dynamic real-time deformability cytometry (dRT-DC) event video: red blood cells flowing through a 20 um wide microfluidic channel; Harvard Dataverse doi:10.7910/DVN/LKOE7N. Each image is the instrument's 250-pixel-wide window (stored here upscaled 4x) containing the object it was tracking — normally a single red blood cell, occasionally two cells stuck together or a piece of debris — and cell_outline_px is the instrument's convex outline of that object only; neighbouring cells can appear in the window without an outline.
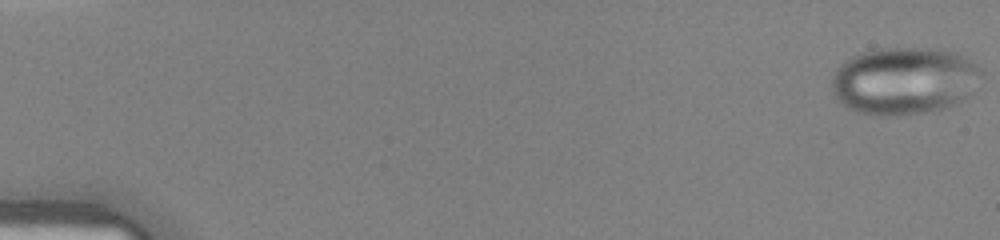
{"species": "human", "species_latin": "Homo sapiens", "temperature_condition": "warm", "stored_images_in_passage": 41, "camera_frame_rate_fps": 3000, "um_per_image_px": 0.085, "donor": {"sex": "female"}, "frame": {"image": 1, "passage_image": 1, "time_ms": 0.0, "image_size_px": [1000, 240], "cell_outline_px": [[980, 72], [968, 96], [948, 108], [932, 112], [900, 116], [876, 116], [856, 112], [848, 108], [832, 92], [832, 76], [836, 68], [844, 60], [860, 52], [872, 48], [932, 48], [956, 52], [976, 64], [980, 68]], "centroid_in_image_um": [76.8, 6.87], "position_along_channel_um": 8.2, "area_um2": 59.25}}
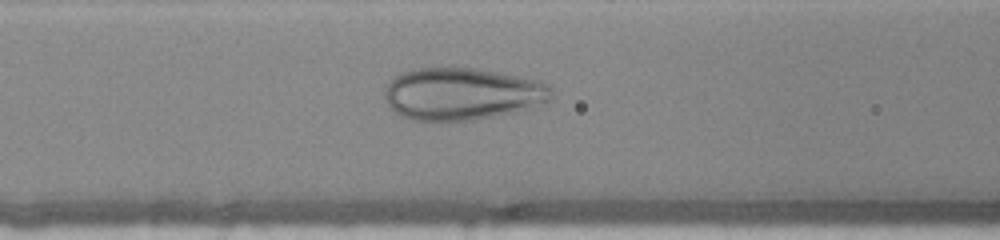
{"frame": {"image": 2, "passage_image": 19, "time_ms": 6.0, "image_size_px": [1000, 240], "cell_outline_px": [[552, 100], [532, 108], [472, 120], [412, 120], [400, 116], [384, 100], [384, 88], [388, 80], [392, 76], [400, 72], [420, 68], [472, 68], [516, 76], [536, 80], [548, 84], [552, 88]], "centroid_in_image_um": [39.24, 7.98], "position_along_channel_um": 127.4, "area_um2": 50.81}}
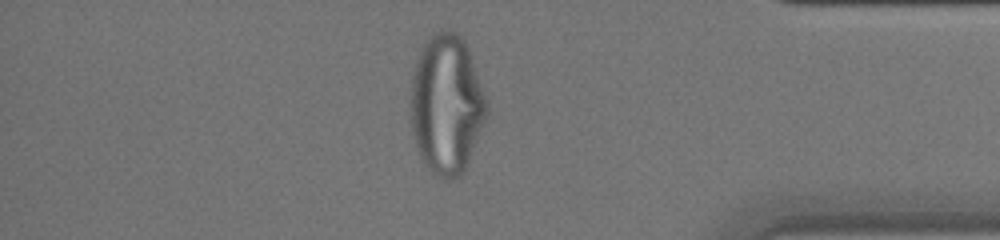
{"frame": {"image": 3, "passage_image": 38, "time_ms": 12.333, "image_size_px": [1000, 240], "cell_outline_px": [[488, 112], [464, 172], [460, 176], [452, 180], [444, 180], [432, 176], [424, 168], [412, 132], [412, 76], [416, 60], [424, 44], [432, 32], [440, 28], [452, 28], [464, 40], [468, 48], [488, 100]], "centroid_in_image_um": [37.97, 8.89], "position_along_channel_um": 397.2, "area_um2": 62.48}}